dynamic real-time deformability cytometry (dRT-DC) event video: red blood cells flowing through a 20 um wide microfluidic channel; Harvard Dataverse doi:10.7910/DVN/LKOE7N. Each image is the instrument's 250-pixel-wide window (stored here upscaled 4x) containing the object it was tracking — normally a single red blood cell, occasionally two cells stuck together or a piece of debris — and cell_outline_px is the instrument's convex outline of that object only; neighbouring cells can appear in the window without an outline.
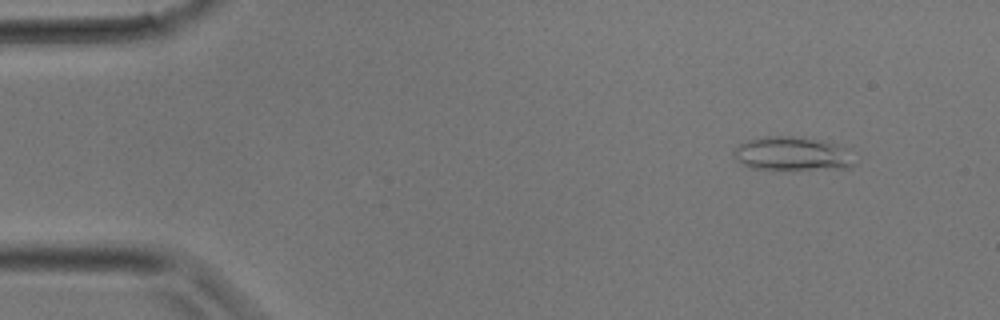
{"species": "common noctule bat (a hibernating species)", "species_latin": "Nyctalus noctula", "temperature_condition": "room temperature", "stored_images_in_passage": 8, "camera_frame_rate_fps": 3000, "um_per_image_px": 0.085, "animal": {"sex": "male", "body_mass_g": 17.9}, "frame": {"image": 1, "passage_image": 3, "time_ms": 0.667, "image_size_px": [1000, 320], "cell_outline_px": [[852, 164], [848, 168], [748, 168], [736, 160], [732, 156], [736, 148], [740, 144], [748, 140], [764, 136], [792, 136], [824, 140], [832, 144]], "centroid_in_image_um": [67.1, 13.05], "position_along_channel_um": 17.9, "area_um2": 22.31}}